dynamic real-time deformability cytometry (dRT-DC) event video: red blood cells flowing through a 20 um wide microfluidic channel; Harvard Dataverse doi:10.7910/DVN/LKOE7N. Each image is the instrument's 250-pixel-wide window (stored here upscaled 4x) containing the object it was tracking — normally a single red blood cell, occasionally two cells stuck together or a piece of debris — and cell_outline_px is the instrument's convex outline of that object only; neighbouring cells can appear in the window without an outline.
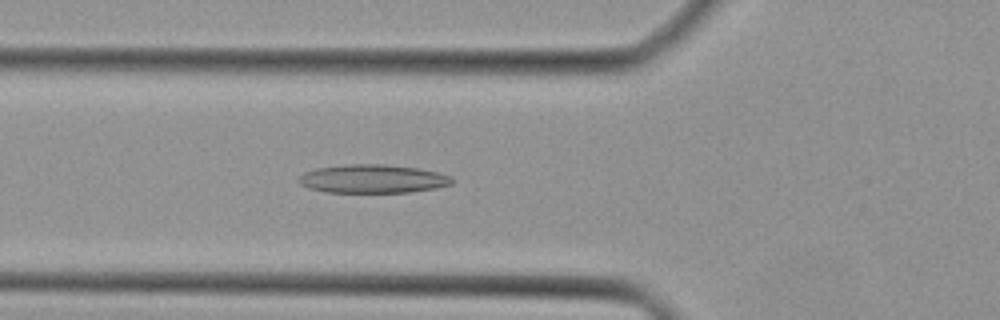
{"species": "Egyptian fruit bat (a non-hibernating species)", "species_latin": "Rousettus aegyptiacus", "temperature_condition": "cold", "stored_images_in_passage": 36, "camera_frame_rate_fps": 3000, "um_per_image_px": 0.085, "animal": {"sex": "female"}, "frame": {"image": 1, "passage_image": 7, "time_ms": 2.0, "image_size_px": [1000, 320], "cell_outline_px": [[452, 184], [436, 188], [408, 192], [324, 192], [308, 188], [300, 184], [296, 180], [304, 172], [316, 168], [352, 164], [384, 164], [416, 168], [436, 172], [452, 176]], "centroid_in_image_um": [31.65, 15.2], "position_along_channel_um": 94.2, "area_um2": 25.37}}
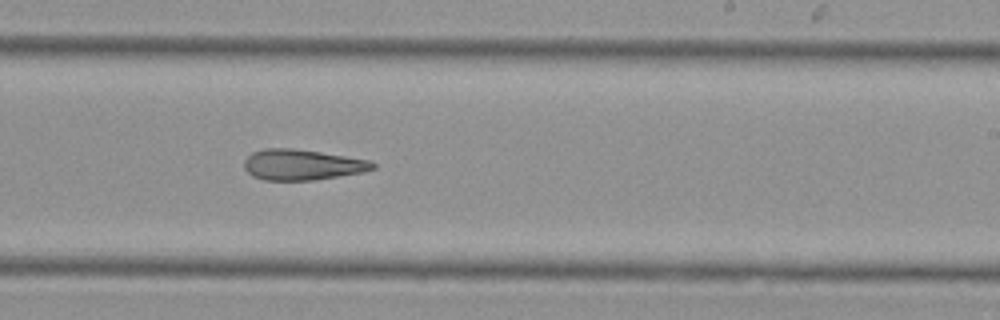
{"frame": {"image": 2, "passage_image": 18, "time_ms": 5.667, "image_size_px": [1000, 320], "cell_outline_px": [[376, 168], [364, 172], [312, 180], [264, 180], [252, 176], [244, 168], [244, 160], [252, 152], [264, 148], [292, 148], [320, 152], [372, 160], [376, 164]], "centroid_in_image_um": [25.69, 14.0], "position_along_channel_um": 263.3, "area_um2": 23.06}}
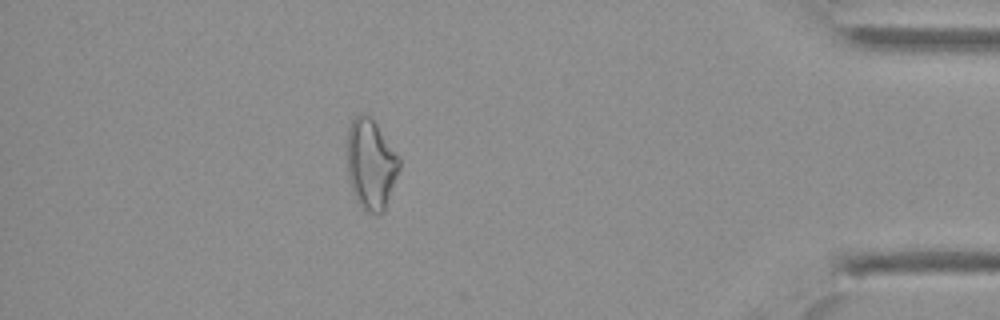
{"frame": {"image": 3, "passage_image": 30, "time_ms": 9.667, "image_size_px": [1000, 320], "cell_outline_px": [[400, 168], [384, 212], [368, 212], [356, 200], [352, 192], [348, 176], [348, 128], [352, 120], [360, 112], [368, 116], [376, 124], [400, 160]], "centroid_in_image_um": [31.51, 13.97], "position_along_channel_um": 403.7, "area_um2": 26.88}}